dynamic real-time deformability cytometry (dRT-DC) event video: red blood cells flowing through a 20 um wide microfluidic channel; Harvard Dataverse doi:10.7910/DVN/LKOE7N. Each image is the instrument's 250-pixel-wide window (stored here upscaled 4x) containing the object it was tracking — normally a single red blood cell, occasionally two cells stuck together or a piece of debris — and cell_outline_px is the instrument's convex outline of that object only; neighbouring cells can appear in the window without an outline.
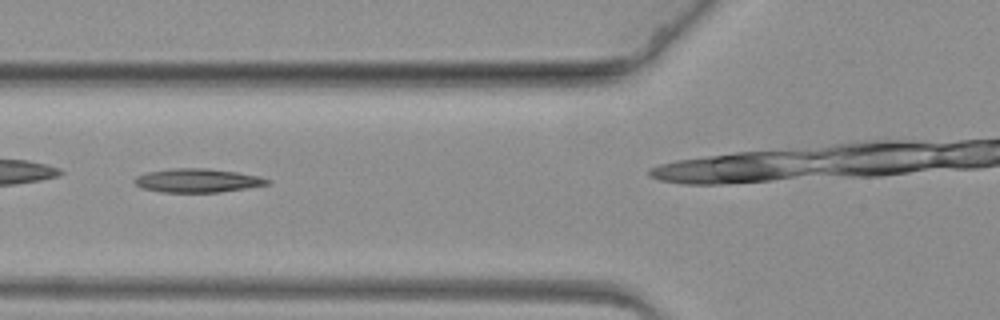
{"species": "common noctule bat (a hibernating species)", "species_latin": "Nyctalus noctula", "temperature_condition": "warm", "stored_images_in_passage": 31, "camera_frame_rate_fps": 3000, "um_per_image_px": 0.085, "animal": {"sex": "female", "body_mass_g": 19.3, "forearm_length_mm": 54.1}, "frame": {"image": 1, "passage_image": 5, "time_ms": 1.333, "image_size_px": [1000, 320], "cell_outline_px": [[272, 180], [268, 184], [220, 192], [160, 192], [140, 188], [132, 180], [136, 176], [148, 172], [172, 168], [208, 168], [236, 172], [260, 176]], "centroid_in_image_um": [16.75, 15.34], "position_along_channel_um": 109.0, "area_um2": 18.38}}